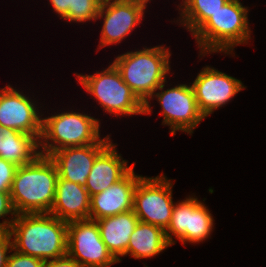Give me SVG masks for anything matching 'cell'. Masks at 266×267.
Returning <instances> with one entry per match:
<instances>
[{
	"label": "cell",
	"mask_w": 266,
	"mask_h": 267,
	"mask_svg": "<svg viewBox=\"0 0 266 267\" xmlns=\"http://www.w3.org/2000/svg\"><path fill=\"white\" fill-rule=\"evenodd\" d=\"M67 226L50 213L17 214L8 229L12 249L44 261L62 257L67 254Z\"/></svg>",
	"instance_id": "6da1fadb"
},
{
	"label": "cell",
	"mask_w": 266,
	"mask_h": 267,
	"mask_svg": "<svg viewBox=\"0 0 266 267\" xmlns=\"http://www.w3.org/2000/svg\"><path fill=\"white\" fill-rule=\"evenodd\" d=\"M57 179V166L49 156L40 154L33 162L18 166L10 190L16 213H50Z\"/></svg>",
	"instance_id": "7a4b0ae2"
},
{
	"label": "cell",
	"mask_w": 266,
	"mask_h": 267,
	"mask_svg": "<svg viewBox=\"0 0 266 267\" xmlns=\"http://www.w3.org/2000/svg\"><path fill=\"white\" fill-rule=\"evenodd\" d=\"M170 50L155 46L118 55L112 62L119 70L123 81L144 104V114L152 110L149 99L166 82L170 72Z\"/></svg>",
	"instance_id": "3957f363"
},
{
	"label": "cell",
	"mask_w": 266,
	"mask_h": 267,
	"mask_svg": "<svg viewBox=\"0 0 266 267\" xmlns=\"http://www.w3.org/2000/svg\"><path fill=\"white\" fill-rule=\"evenodd\" d=\"M248 8L240 0H229L192 35L200 55L223 52L232 54L235 46L251 39Z\"/></svg>",
	"instance_id": "277c9868"
},
{
	"label": "cell",
	"mask_w": 266,
	"mask_h": 267,
	"mask_svg": "<svg viewBox=\"0 0 266 267\" xmlns=\"http://www.w3.org/2000/svg\"><path fill=\"white\" fill-rule=\"evenodd\" d=\"M99 131V120L83 112L67 111L42 118L40 154L50 156L63 148L96 144L101 140Z\"/></svg>",
	"instance_id": "5b68a950"
},
{
	"label": "cell",
	"mask_w": 266,
	"mask_h": 267,
	"mask_svg": "<svg viewBox=\"0 0 266 267\" xmlns=\"http://www.w3.org/2000/svg\"><path fill=\"white\" fill-rule=\"evenodd\" d=\"M77 81L93 95L107 113L119 115L144 114V104L123 81L119 70L111 63L93 75L76 74Z\"/></svg>",
	"instance_id": "8992f818"
},
{
	"label": "cell",
	"mask_w": 266,
	"mask_h": 267,
	"mask_svg": "<svg viewBox=\"0 0 266 267\" xmlns=\"http://www.w3.org/2000/svg\"><path fill=\"white\" fill-rule=\"evenodd\" d=\"M165 175L142 177L134 191L133 210L139 221L156 225L166 230L172 216L173 182Z\"/></svg>",
	"instance_id": "52a82bcc"
},
{
	"label": "cell",
	"mask_w": 266,
	"mask_h": 267,
	"mask_svg": "<svg viewBox=\"0 0 266 267\" xmlns=\"http://www.w3.org/2000/svg\"><path fill=\"white\" fill-rule=\"evenodd\" d=\"M165 82L152 94L151 99L157 98L161 105L163 115L162 124L170 126V134L176 131L193 133L197 125L205 118L199 111L192 86L189 84H178L173 88L164 90Z\"/></svg>",
	"instance_id": "ba28073f"
},
{
	"label": "cell",
	"mask_w": 266,
	"mask_h": 267,
	"mask_svg": "<svg viewBox=\"0 0 266 267\" xmlns=\"http://www.w3.org/2000/svg\"><path fill=\"white\" fill-rule=\"evenodd\" d=\"M213 224V216L205 204L197 197L189 196L174 204L169 226L165 230L166 239L171 245L176 244L172 236L184 245L186 242L200 243L208 239Z\"/></svg>",
	"instance_id": "9c48e42d"
},
{
	"label": "cell",
	"mask_w": 266,
	"mask_h": 267,
	"mask_svg": "<svg viewBox=\"0 0 266 267\" xmlns=\"http://www.w3.org/2000/svg\"><path fill=\"white\" fill-rule=\"evenodd\" d=\"M67 254L82 267H110L118 263L101 239L97 222L90 219L68 222Z\"/></svg>",
	"instance_id": "30bf717a"
},
{
	"label": "cell",
	"mask_w": 266,
	"mask_h": 267,
	"mask_svg": "<svg viewBox=\"0 0 266 267\" xmlns=\"http://www.w3.org/2000/svg\"><path fill=\"white\" fill-rule=\"evenodd\" d=\"M145 9L138 0H102L97 16L104 17L98 49L121 42L141 23Z\"/></svg>",
	"instance_id": "8fae6325"
},
{
	"label": "cell",
	"mask_w": 266,
	"mask_h": 267,
	"mask_svg": "<svg viewBox=\"0 0 266 267\" xmlns=\"http://www.w3.org/2000/svg\"><path fill=\"white\" fill-rule=\"evenodd\" d=\"M191 86L199 111L204 117L224 106L238 92L245 89L240 80L210 66L203 67Z\"/></svg>",
	"instance_id": "7c38bea8"
},
{
	"label": "cell",
	"mask_w": 266,
	"mask_h": 267,
	"mask_svg": "<svg viewBox=\"0 0 266 267\" xmlns=\"http://www.w3.org/2000/svg\"><path fill=\"white\" fill-rule=\"evenodd\" d=\"M35 102L23 93L7 85L0 89V125L27 133L40 140L42 115ZM37 109V110H36Z\"/></svg>",
	"instance_id": "4fadbf2b"
},
{
	"label": "cell",
	"mask_w": 266,
	"mask_h": 267,
	"mask_svg": "<svg viewBox=\"0 0 266 267\" xmlns=\"http://www.w3.org/2000/svg\"><path fill=\"white\" fill-rule=\"evenodd\" d=\"M111 142L107 135L96 144L63 148L54 151L49 157L56 164L60 178L85 187L96 157Z\"/></svg>",
	"instance_id": "5bb4252c"
},
{
	"label": "cell",
	"mask_w": 266,
	"mask_h": 267,
	"mask_svg": "<svg viewBox=\"0 0 266 267\" xmlns=\"http://www.w3.org/2000/svg\"><path fill=\"white\" fill-rule=\"evenodd\" d=\"M142 177L132 168L118 182L91 196L89 219L95 221L133 210L134 191Z\"/></svg>",
	"instance_id": "9a60e30c"
},
{
	"label": "cell",
	"mask_w": 266,
	"mask_h": 267,
	"mask_svg": "<svg viewBox=\"0 0 266 267\" xmlns=\"http://www.w3.org/2000/svg\"><path fill=\"white\" fill-rule=\"evenodd\" d=\"M117 153L116 144L112 142L96 157L92 169L86 179L85 188L89 196L106 190L109 186L122 179L135 165L128 166Z\"/></svg>",
	"instance_id": "2e32d148"
},
{
	"label": "cell",
	"mask_w": 266,
	"mask_h": 267,
	"mask_svg": "<svg viewBox=\"0 0 266 267\" xmlns=\"http://www.w3.org/2000/svg\"><path fill=\"white\" fill-rule=\"evenodd\" d=\"M90 199L84 186L66 181L58 176L55 199L50 214L67 223L87 220L89 219Z\"/></svg>",
	"instance_id": "e0dca14e"
},
{
	"label": "cell",
	"mask_w": 266,
	"mask_h": 267,
	"mask_svg": "<svg viewBox=\"0 0 266 267\" xmlns=\"http://www.w3.org/2000/svg\"><path fill=\"white\" fill-rule=\"evenodd\" d=\"M95 221L98 224L101 239L113 257L120 262V256H126L130 236L139 222L134 210Z\"/></svg>",
	"instance_id": "ac0fdd59"
},
{
	"label": "cell",
	"mask_w": 266,
	"mask_h": 267,
	"mask_svg": "<svg viewBox=\"0 0 266 267\" xmlns=\"http://www.w3.org/2000/svg\"><path fill=\"white\" fill-rule=\"evenodd\" d=\"M39 150L35 136L0 125V158L23 166L33 162L40 155Z\"/></svg>",
	"instance_id": "d6986e66"
},
{
	"label": "cell",
	"mask_w": 266,
	"mask_h": 267,
	"mask_svg": "<svg viewBox=\"0 0 266 267\" xmlns=\"http://www.w3.org/2000/svg\"><path fill=\"white\" fill-rule=\"evenodd\" d=\"M171 246L167 241L165 230L159 226L139 221L130 236L126 256L135 259L151 258Z\"/></svg>",
	"instance_id": "ffe728a7"
},
{
	"label": "cell",
	"mask_w": 266,
	"mask_h": 267,
	"mask_svg": "<svg viewBox=\"0 0 266 267\" xmlns=\"http://www.w3.org/2000/svg\"><path fill=\"white\" fill-rule=\"evenodd\" d=\"M229 0H182L180 24L193 35L212 14Z\"/></svg>",
	"instance_id": "44dd1931"
},
{
	"label": "cell",
	"mask_w": 266,
	"mask_h": 267,
	"mask_svg": "<svg viewBox=\"0 0 266 267\" xmlns=\"http://www.w3.org/2000/svg\"><path fill=\"white\" fill-rule=\"evenodd\" d=\"M102 0H70L68 15L64 18L69 22H86L97 20Z\"/></svg>",
	"instance_id": "7402d4cb"
},
{
	"label": "cell",
	"mask_w": 266,
	"mask_h": 267,
	"mask_svg": "<svg viewBox=\"0 0 266 267\" xmlns=\"http://www.w3.org/2000/svg\"><path fill=\"white\" fill-rule=\"evenodd\" d=\"M18 166L0 158V191L10 192Z\"/></svg>",
	"instance_id": "603a6c76"
},
{
	"label": "cell",
	"mask_w": 266,
	"mask_h": 267,
	"mask_svg": "<svg viewBox=\"0 0 266 267\" xmlns=\"http://www.w3.org/2000/svg\"><path fill=\"white\" fill-rule=\"evenodd\" d=\"M13 251L8 255L6 267H44V260Z\"/></svg>",
	"instance_id": "cb8c5ba5"
},
{
	"label": "cell",
	"mask_w": 266,
	"mask_h": 267,
	"mask_svg": "<svg viewBox=\"0 0 266 267\" xmlns=\"http://www.w3.org/2000/svg\"><path fill=\"white\" fill-rule=\"evenodd\" d=\"M9 214L14 217H12L11 220L8 218L5 220L3 219L2 223H0V229L8 230L17 216L11 200L10 192L0 191V218H5V216Z\"/></svg>",
	"instance_id": "d4e9b609"
},
{
	"label": "cell",
	"mask_w": 266,
	"mask_h": 267,
	"mask_svg": "<svg viewBox=\"0 0 266 267\" xmlns=\"http://www.w3.org/2000/svg\"><path fill=\"white\" fill-rule=\"evenodd\" d=\"M9 249L11 251H9ZM12 238L8 230L0 229V267H6L8 253H11Z\"/></svg>",
	"instance_id": "484cf974"
},
{
	"label": "cell",
	"mask_w": 266,
	"mask_h": 267,
	"mask_svg": "<svg viewBox=\"0 0 266 267\" xmlns=\"http://www.w3.org/2000/svg\"><path fill=\"white\" fill-rule=\"evenodd\" d=\"M44 267H82L75 259L68 254L57 259L45 261Z\"/></svg>",
	"instance_id": "4316f807"
},
{
	"label": "cell",
	"mask_w": 266,
	"mask_h": 267,
	"mask_svg": "<svg viewBox=\"0 0 266 267\" xmlns=\"http://www.w3.org/2000/svg\"><path fill=\"white\" fill-rule=\"evenodd\" d=\"M54 11L64 19L68 15L70 0H48Z\"/></svg>",
	"instance_id": "83f0119b"
},
{
	"label": "cell",
	"mask_w": 266,
	"mask_h": 267,
	"mask_svg": "<svg viewBox=\"0 0 266 267\" xmlns=\"http://www.w3.org/2000/svg\"><path fill=\"white\" fill-rule=\"evenodd\" d=\"M138 1L145 4V5H147V3L149 2V0H138Z\"/></svg>",
	"instance_id": "f1b7e54d"
}]
</instances>
